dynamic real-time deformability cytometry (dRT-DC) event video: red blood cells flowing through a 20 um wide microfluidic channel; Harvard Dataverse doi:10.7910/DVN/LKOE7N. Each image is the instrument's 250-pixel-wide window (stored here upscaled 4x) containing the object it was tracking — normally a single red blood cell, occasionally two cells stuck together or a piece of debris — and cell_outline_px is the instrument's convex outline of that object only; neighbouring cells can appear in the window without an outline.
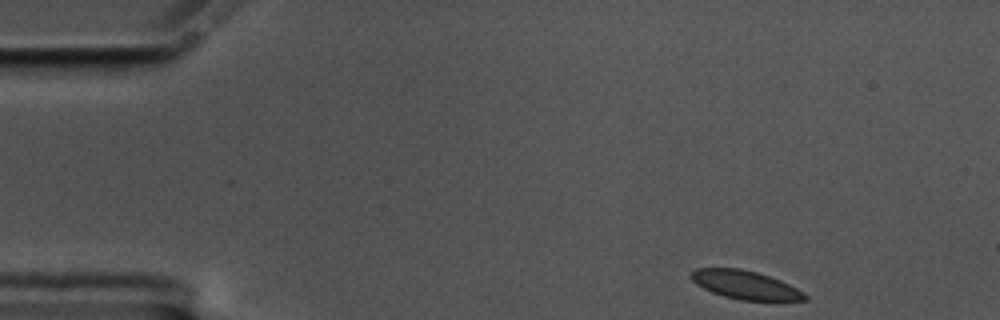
{"species": "common noctule bat (a hibernating species)", "species_latin": "Nyctalus noctula", "temperature_condition": "cold", "stored_images_in_passage": 52, "camera_frame_rate_fps": 3000, "um_per_image_px": 0.085, "animal": {"sex": "male", "body_mass_g": 17.5, "forearm_length_mm": 52.3}, "frame": {"image": 1, "passage_image": 1, "time_ms": 0.0, "image_size_px": [1000, 320], "cell_outline_px": [[808, 300], [740, 300], [724, 296], [712, 292], [696, 284], [688, 276], [696, 268], [740, 268], [756, 272], [780, 280], [804, 292], [808, 296]], "centroid_in_image_um": [63.33, 24.21], "position_along_channel_um": 21.7, "area_um2": 18.73}}
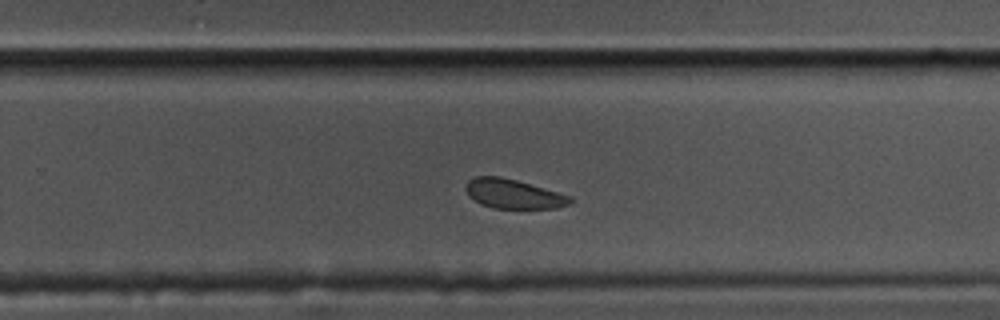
{"frame": {"image": 2, "passage_image": 31, "time_ms": 10.0, "image_size_px": [1000, 320], "cell_outline_px": [[572, 200], [568, 204], [556, 208], [492, 208], [480, 204], [468, 196], [464, 188], [468, 180], [476, 176], [500, 176], [516, 180], [572, 196]], "centroid_in_image_um": [43.59, 16.48], "position_along_channel_um": 286.2, "area_um2": 17.86}}
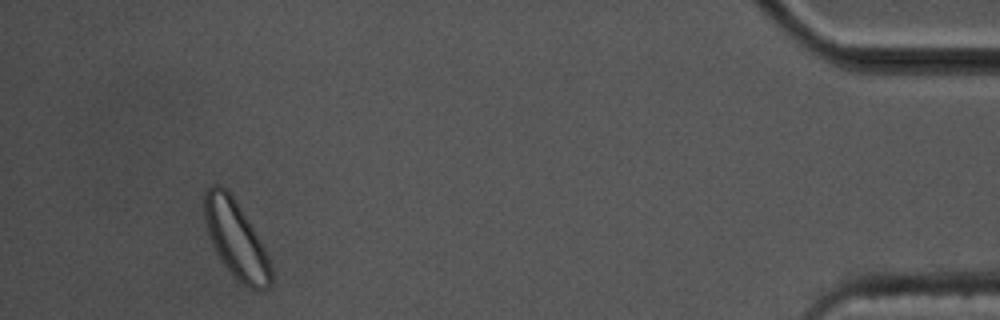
{"frame": {"image": 3, "passage_image": 48, "time_ms": 15.667, "image_size_px": [1000, 320], "cell_outline_px": [[272, 284], [268, 288], [248, 288], [236, 280], [224, 264], [216, 252], [212, 244], [208, 232], [204, 216], [204, 192], [212, 184], [216, 184], [228, 188], [248, 220], [264, 248], [268, 256], [272, 268]], "centroid_in_image_um": [20.05, 20.33], "position_along_channel_um": 415.2, "area_um2": 29.82}, "authors_computed_cell_mechanics": {"area_um2": 19.8832, "velocity_mm_per_s": 3.4684, "shape_relaxation_time_tau1_ms": 3.2939, "shape_relaxation_time_tau2_ms": null, "deformation_change_tau1": 0.0497, "deformation_change_tau2": null}}